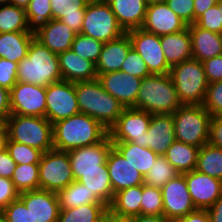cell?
<instances>
[{
	"mask_svg": "<svg viewBox=\"0 0 222 222\" xmlns=\"http://www.w3.org/2000/svg\"><path fill=\"white\" fill-rule=\"evenodd\" d=\"M52 134L54 149L67 152L99 143L109 130L91 116L78 113L52 124Z\"/></svg>",
	"mask_w": 222,
	"mask_h": 222,
	"instance_id": "6da1fadb",
	"label": "cell"
},
{
	"mask_svg": "<svg viewBox=\"0 0 222 222\" xmlns=\"http://www.w3.org/2000/svg\"><path fill=\"white\" fill-rule=\"evenodd\" d=\"M74 85L80 113L91 116L109 130L125 107L103 89L98 79L75 82Z\"/></svg>",
	"mask_w": 222,
	"mask_h": 222,
	"instance_id": "7a4b0ae2",
	"label": "cell"
},
{
	"mask_svg": "<svg viewBox=\"0 0 222 222\" xmlns=\"http://www.w3.org/2000/svg\"><path fill=\"white\" fill-rule=\"evenodd\" d=\"M62 80L58 54L53 53L35 37L28 55L18 63L17 82L47 87Z\"/></svg>",
	"mask_w": 222,
	"mask_h": 222,
	"instance_id": "3957f363",
	"label": "cell"
},
{
	"mask_svg": "<svg viewBox=\"0 0 222 222\" xmlns=\"http://www.w3.org/2000/svg\"><path fill=\"white\" fill-rule=\"evenodd\" d=\"M182 103L169 74H151L141 80L135 108L150 114H173Z\"/></svg>",
	"mask_w": 222,
	"mask_h": 222,
	"instance_id": "277c9868",
	"label": "cell"
},
{
	"mask_svg": "<svg viewBox=\"0 0 222 222\" xmlns=\"http://www.w3.org/2000/svg\"><path fill=\"white\" fill-rule=\"evenodd\" d=\"M6 123L9 140L37 148L43 153L54 149L52 123L46 117L10 114Z\"/></svg>",
	"mask_w": 222,
	"mask_h": 222,
	"instance_id": "5b68a950",
	"label": "cell"
},
{
	"mask_svg": "<svg viewBox=\"0 0 222 222\" xmlns=\"http://www.w3.org/2000/svg\"><path fill=\"white\" fill-rule=\"evenodd\" d=\"M169 75L182 105H202L208 82L201 61L191 58L175 64Z\"/></svg>",
	"mask_w": 222,
	"mask_h": 222,
	"instance_id": "8992f818",
	"label": "cell"
},
{
	"mask_svg": "<svg viewBox=\"0 0 222 222\" xmlns=\"http://www.w3.org/2000/svg\"><path fill=\"white\" fill-rule=\"evenodd\" d=\"M172 116L175 140L198 148L209 142L212 116L202 105H182Z\"/></svg>",
	"mask_w": 222,
	"mask_h": 222,
	"instance_id": "52a82bcc",
	"label": "cell"
},
{
	"mask_svg": "<svg viewBox=\"0 0 222 222\" xmlns=\"http://www.w3.org/2000/svg\"><path fill=\"white\" fill-rule=\"evenodd\" d=\"M124 33L106 0L87 3L81 34L106 43Z\"/></svg>",
	"mask_w": 222,
	"mask_h": 222,
	"instance_id": "ba28073f",
	"label": "cell"
},
{
	"mask_svg": "<svg viewBox=\"0 0 222 222\" xmlns=\"http://www.w3.org/2000/svg\"><path fill=\"white\" fill-rule=\"evenodd\" d=\"M73 181L68 152L52 149L42 154L39 163L40 189L57 193Z\"/></svg>",
	"mask_w": 222,
	"mask_h": 222,
	"instance_id": "9c48e42d",
	"label": "cell"
},
{
	"mask_svg": "<svg viewBox=\"0 0 222 222\" xmlns=\"http://www.w3.org/2000/svg\"><path fill=\"white\" fill-rule=\"evenodd\" d=\"M80 113L75 85L73 82L60 80L46 87V115L52 123Z\"/></svg>",
	"mask_w": 222,
	"mask_h": 222,
	"instance_id": "30bf717a",
	"label": "cell"
},
{
	"mask_svg": "<svg viewBox=\"0 0 222 222\" xmlns=\"http://www.w3.org/2000/svg\"><path fill=\"white\" fill-rule=\"evenodd\" d=\"M151 121V114L136 108H124L116 123L109 129L112 142H133L145 147V132Z\"/></svg>",
	"mask_w": 222,
	"mask_h": 222,
	"instance_id": "8fae6325",
	"label": "cell"
},
{
	"mask_svg": "<svg viewBox=\"0 0 222 222\" xmlns=\"http://www.w3.org/2000/svg\"><path fill=\"white\" fill-rule=\"evenodd\" d=\"M132 48L140 55L147 65L150 74H169L171 67L167 64L160 36L144 31L143 29H133L127 31Z\"/></svg>",
	"mask_w": 222,
	"mask_h": 222,
	"instance_id": "7c38bea8",
	"label": "cell"
},
{
	"mask_svg": "<svg viewBox=\"0 0 222 222\" xmlns=\"http://www.w3.org/2000/svg\"><path fill=\"white\" fill-rule=\"evenodd\" d=\"M11 114L45 117L46 87L17 82L10 90Z\"/></svg>",
	"mask_w": 222,
	"mask_h": 222,
	"instance_id": "4fadbf2b",
	"label": "cell"
},
{
	"mask_svg": "<svg viewBox=\"0 0 222 222\" xmlns=\"http://www.w3.org/2000/svg\"><path fill=\"white\" fill-rule=\"evenodd\" d=\"M161 191L163 215L172 222L197 210L191 199L183 174H179L176 178L169 180L161 188Z\"/></svg>",
	"mask_w": 222,
	"mask_h": 222,
	"instance_id": "5bb4252c",
	"label": "cell"
},
{
	"mask_svg": "<svg viewBox=\"0 0 222 222\" xmlns=\"http://www.w3.org/2000/svg\"><path fill=\"white\" fill-rule=\"evenodd\" d=\"M196 209L206 210L222 195V180L192 170L183 173Z\"/></svg>",
	"mask_w": 222,
	"mask_h": 222,
	"instance_id": "9a60e30c",
	"label": "cell"
},
{
	"mask_svg": "<svg viewBox=\"0 0 222 222\" xmlns=\"http://www.w3.org/2000/svg\"><path fill=\"white\" fill-rule=\"evenodd\" d=\"M103 89L117 99L125 108H135L142 78L123 71L99 74L97 78Z\"/></svg>",
	"mask_w": 222,
	"mask_h": 222,
	"instance_id": "2e32d148",
	"label": "cell"
},
{
	"mask_svg": "<svg viewBox=\"0 0 222 222\" xmlns=\"http://www.w3.org/2000/svg\"><path fill=\"white\" fill-rule=\"evenodd\" d=\"M187 26L166 3H153L147 5L141 29L157 36H163L182 31Z\"/></svg>",
	"mask_w": 222,
	"mask_h": 222,
	"instance_id": "e0dca14e",
	"label": "cell"
},
{
	"mask_svg": "<svg viewBox=\"0 0 222 222\" xmlns=\"http://www.w3.org/2000/svg\"><path fill=\"white\" fill-rule=\"evenodd\" d=\"M35 222H58L60 204L56 192L38 189L20 193Z\"/></svg>",
	"mask_w": 222,
	"mask_h": 222,
	"instance_id": "ac0fdd59",
	"label": "cell"
},
{
	"mask_svg": "<svg viewBox=\"0 0 222 222\" xmlns=\"http://www.w3.org/2000/svg\"><path fill=\"white\" fill-rule=\"evenodd\" d=\"M106 163L114 194L120 190L144 184V175L114 147L109 151Z\"/></svg>",
	"mask_w": 222,
	"mask_h": 222,
	"instance_id": "d6986e66",
	"label": "cell"
},
{
	"mask_svg": "<svg viewBox=\"0 0 222 222\" xmlns=\"http://www.w3.org/2000/svg\"><path fill=\"white\" fill-rule=\"evenodd\" d=\"M113 143L108 135L104 140L92 145L72 149L68 152L72 171L102 170Z\"/></svg>",
	"mask_w": 222,
	"mask_h": 222,
	"instance_id": "ffe728a7",
	"label": "cell"
},
{
	"mask_svg": "<svg viewBox=\"0 0 222 222\" xmlns=\"http://www.w3.org/2000/svg\"><path fill=\"white\" fill-rule=\"evenodd\" d=\"M174 141L172 114H151L148 131L145 132V147L150 148L159 156H164Z\"/></svg>",
	"mask_w": 222,
	"mask_h": 222,
	"instance_id": "44dd1931",
	"label": "cell"
},
{
	"mask_svg": "<svg viewBox=\"0 0 222 222\" xmlns=\"http://www.w3.org/2000/svg\"><path fill=\"white\" fill-rule=\"evenodd\" d=\"M132 42L128 33L103 44L99 59L96 63L97 75L121 70Z\"/></svg>",
	"mask_w": 222,
	"mask_h": 222,
	"instance_id": "7402d4cb",
	"label": "cell"
},
{
	"mask_svg": "<svg viewBox=\"0 0 222 222\" xmlns=\"http://www.w3.org/2000/svg\"><path fill=\"white\" fill-rule=\"evenodd\" d=\"M58 58L62 80L75 83L98 78L96 64L80 58L71 49L58 54Z\"/></svg>",
	"mask_w": 222,
	"mask_h": 222,
	"instance_id": "603a6c76",
	"label": "cell"
},
{
	"mask_svg": "<svg viewBox=\"0 0 222 222\" xmlns=\"http://www.w3.org/2000/svg\"><path fill=\"white\" fill-rule=\"evenodd\" d=\"M76 34L62 21L52 19L35 33V38L53 53L60 54L71 49Z\"/></svg>",
	"mask_w": 222,
	"mask_h": 222,
	"instance_id": "cb8c5ba5",
	"label": "cell"
},
{
	"mask_svg": "<svg viewBox=\"0 0 222 222\" xmlns=\"http://www.w3.org/2000/svg\"><path fill=\"white\" fill-rule=\"evenodd\" d=\"M187 27L191 37L193 59L203 62L222 55V34L204 30L195 23Z\"/></svg>",
	"mask_w": 222,
	"mask_h": 222,
	"instance_id": "d4e9b609",
	"label": "cell"
},
{
	"mask_svg": "<svg viewBox=\"0 0 222 222\" xmlns=\"http://www.w3.org/2000/svg\"><path fill=\"white\" fill-rule=\"evenodd\" d=\"M125 32L141 28L147 3L145 0H106Z\"/></svg>",
	"mask_w": 222,
	"mask_h": 222,
	"instance_id": "484cf974",
	"label": "cell"
},
{
	"mask_svg": "<svg viewBox=\"0 0 222 222\" xmlns=\"http://www.w3.org/2000/svg\"><path fill=\"white\" fill-rule=\"evenodd\" d=\"M74 180L87 187L107 206L111 204L114 193L108 173L107 163L102 164V170L72 171Z\"/></svg>",
	"mask_w": 222,
	"mask_h": 222,
	"instance_id": "4316f807",
	"label": "cell"
},
{
	"mask_svg": "<svg viewBox=\"0 0 222 222\" xmlns=\"http://www.w3.org/2000/svg\"><path fill=\"white\" fill-rule=\"evenodd\" d=\"M160 43L165 60L170 67L192 58L188 27L176 33L160 36Z\"/></svg>",
	"mask_w": 222,
	"mask_h": 222,
	"instance_id": "83f0119b",
	"label": "cell"
},
{
	"mask_svg": "<svg viewBox=\"0 0 222 222\" xmlns=\"http://www.w3.org/2000/svg\"><path fill=\"white\" fill-rule=\"evenodd\" d=\"M34 37L31 32L0 33V58L19 63L28 55Z\"/></svg>",
	"mask_w": 222,
	"mask_h": 222,
	"instance_id": "f1b7e54d",
	"label": "cell"
},
{
	"mask_svg": "<svg viewBox=\"0 0 222 222\" xmlns=\"http://www.w3.org/2000/svg\"><path fill=\"white\" fill-rule=\"evenodd\" d=\"M112 143L113 147L143 175L149 172L159 156L150 148L141 147L133 142Z\"/></svg>",
	"mask_w": 222,
	"mask_h": 222,
	"instance_id": "f546056e",
	"label": "cell"
},
{
	"mask_svg": "<svg viewBox=\"0 0 222 222\" xmlns=\"http://www.w3.org/2000/svg\"><path fill=\"white\" fill-rule=\"evenodd\" d=\"M199 149L175 140L164 156L180 174H183L195 170Z\"/></svg>",
	"mask_w": 222,
	"mask_h": 222,
	"instance_id": "4dcf8cb0",
	"label": "cell"
},
{
	"mask_svg": "<svg viewBox=\"0 0 222 222\" xmlns=\"http://www.w3.org/2000/svg\"><path fill=\"white\" fill-rule=\"evenodd\" d=\"M60 209L76 208L80 205L103 203L94 192H90L86 186L74 180L64 189L57 192Z\"/></svg>",
	"mask_w": 222,
	"mask_h": 222,
	"instance_id": "1f68e13d",
	"label": "cell"
},
{
	"mask_svg": "<svg viewBox=\"0 0 222 222\" xmlns=\"http://www.w3.org/2000/svg\"><path fill=\"white\" fill-rule=\"evenodd\" d=\"M141 197L142 184L116 192L108 207L118 214L139 216L141 214Z\"/></svg>",
	"mask_w": 222,
	"mask_h": 222,
	"instance_id": "d6a6232c",
	"label": "cell"
},
{
	"mask_svg": "<svg viewBox=\"0 0 222 222\" xmlns=\"http://www.w3.org/2000/svg\"><path fill=\"white\" fill-rule=\"evenodd\" d=\"M195 170L222 180V149L209 142L201 146Z\"/></svg>",
	"mask_w": 222,
	"mask_h": 222,
	"instance_id": "836d02e7",
	"label": "cell"
},
{
	"mask_svg": "<svg viewBox=\"0 0 222 222\" xmlns=\"http://www.w3.org/2000/svg\"><path fill=\"white\" fill-rule=\"evenodd\" d=\"M107 208L105 203H92L60 209L58 222H98Z\"/></svg>",
	"mask_w": 222,
	"mask_h": 222,
	"instance_id": "e575fe53",
	"label": "cell"
},
{
	"mask_svg": "<svg viewBox=\"0 0 222 222\" xmlns=\"http://www.w3.org/2000/svg\"><path fill=\"white\" fill-rule=\"evenodd\" d=\"M29 32L24 8L5 4L0 5V33Z\"/></svg>",
	"mask_w": 222,
	"mask_h": 222,
	"instance_id": "d590c367",
	"label": "cell"
},
{
	"mask_svg": "<svg viewBox=\"0 0 222 222\" xmlns=\"http://www.w3.org/2000/svg\"><path fill=\"white\" fill-rule=\"evenodd\" d=\"M25 12L29 32L35 34L52 20L51 0H30Z\"/></svg>",
	"mask_w": 222,
	"mask_h": 222,
	"instance_id": "8d00e7d4",
	"label": "cell"
},
{
	"mask_svg": "<svg viewBox=\"0 0 222 222\" xmlns=\"http://www.w3.org/2000/svg\"><path fill=\"white\" fill-rule=\"evenodd\" d=\"M11 180L20 193L40 189L39 164H17Z\"/></svg>",
	"mask_w": 222,
	"mask_h": 222,
	"instance_id": "74e56055",
	"label": "cell"
},
{
	"mask_svg": "<svg viewBox=\"0 0 222 222\" xmlns=\"http://www.w3.org/2000/svg\"><path fill=\"white\" fill-rule=\"evenodd\" d=\"M179 174L165 156L160 155L149 172L144 175V184L162 188L169 180L176 178Z\"/></svg>",
	"mask_w": 222,
	"mask_h": 222,
	"instance_id": "f35d334b",
	"label": "cell"
},
{
	"mask_svg": "<svg viewBox=\"0 0 222 222\" xmlns=\"http://www.w3.org/2000/svg\"><path fill=\"white\" fill-rule=\"evenodd\" d=\"M103 42L96 40L84 34H76L75 39L71 45V50L75 52L80 58L90 60L97 63Z\"/></svg>",
	"mask_w": 222,
	"mask_h": 222,
	"instance_id": "ab89813d",
	"label": "cell"
},
{
	"mask_svg": "<svg viewBox=\"0 0 222 222\" xmlns=\"http://www.w3.org/2000/svg\"><path fill=\"white\" fill-rule=\"evenodd\" d=\"M6 149L16 164H39L43 152L7 138Z\"/></svg>",
	"mask_w": 222,
	"mask_h": 222,
	"instance_id": "60d3db41",
	"label": "cell"
},
{
	"mask_svg": "<svg viewBox=\"0 0 222 222\" xmlns=\"http://www.w3.org/2000/svg\"><path fill=\"white\" fill-rule=\"evenodd\" d=\"M141 214L163 215L161 188L142 184Z\"/></svg>",
	"mask_w": 222,
	"mask_h": 222,
	"instance_id": "b9f144b4",
	"label": "cell"
},
{
	"mask_svg": "<svg viewBox=\"0 0 222 222\" xmlns=\"http://www.w3.org/2000/svg\"><path fill=\"white\" fill-rule=\"evenodd\" d=\"M202 106L211 116L222 115V80L208 84Z\"/></svg>",
	"mask_w": 222,
	"mask_h": 222,
	"instance_id": "7bdbcfd3",
	"label": "cell"
},
{
	"mask_svg": "<svg viewBox=\"0 0 222 222\" xmlns=\"http://www.w3.org/2000/svg\"><path fill=\"white\" fill-rule=\"evenodd\" d=\"M86 0H51L52 19L60 20L65 14L86 13Z\"/></svg>",
	"mask_w": 222,
	"mask_h": 222,
	"instance_id": "ee69618b",
	"label": "cell"
},
{
	"mask_svg": "<svg viewBox=\"0 0 222 222\" xmlns=\"http://www.w3.org/2000/svg\"><path fill=\"white\" fill-rule=\"evenodd\" d=\"M195 24L204 30L222 34V9H219L217 4L213 5L195 21Z\"/></svg>",
	"mask_w": 222,
	"mask_h": 222,
	"instance_id": "f6af8a7d",
	"label": "cell"
},
{
	"mask_svg": "<svg viewBox=\"0 0 222 222\" xmlns=\"http://www.w3.org/2000/svg\"><path fill=\"white\" fill-rule=\"evenodd\" d=\"M120 71L142 79L151 75L146 63L133 48L129 50Z\"/></svg>",
	"mask_w": 222,
	"mask_h": 222,
	"instance_id": "bcb514c9",
	"label": "cell"
},
{
	"mask_svg": "<svg viewBox=\"0 0 222 222\" xmlns=\"http://www.w3.org/2000/svg\"><path fill=\"white\" fill-rule=\"evenodd\" d=\"M1 213L8 222H35L30 210L20 198L11 202Z\"/></svg>",
	"mask_w": 222,
	"mask_h": 222,
	"instance_id": "7dc6e473",
	"label": "cell"
},
{
	"mask_svg": "<svg viewBox=\"0 0 222 222\" xmlns=\"http://www.w3.org/2000/svg\"><path fill=\"white\" fill-rule=\"evenodd\" d=\"M166 4L184 23L194 24V0H167Z\"/></svg>",
	"mask_w": 222,
	"mask_h": 222,
	"instance_id": "c3c4849f",
	"label": "cell"
},
{
	"mask_svg": "<svg viewBox=\"0 0 222 222\" xmlns=\"http://www.w3.org/2000/svg\"><path fill=\"white\" fill-rule=\"evenodd\" d=\"M18 63L0 58V86L11 90L17 83Z\"/></svg>",
	"mask_w": 222,
	"mask_h": 222,
	"instance_id": "681fc988",
	"label": "cell"
},
{
	"mask_svg": "<svg viewBox=\"0 0 222 222\" xmlns=\"http://www.w3.org/2000/svg\"><path fill=\"white\" fill-rule=\"evenodd\" d=\"M20 192L9 178L0 177V212L18 199Z\"/></svg>",
	"mask_w": 222,
	"mask_h": 222,
	"instance_id": "f907efd6",
	"label": "cell"
},
{
	"mask_svg": "<svg viewBox=\"0 0 222 222\" xmlns=\"http://www.w3.org/2000/svg\"><path fill=\"white\" fill-rule=\"evenodd\" d=\"M208 84L222 80V55L202 62Z\"/></svg>",
	"mask_w": 222,
	"mask_h": 222,
	"instance_id": "816d5d0a",
	"label": "cell"
},
{
	"mask_svg": "<svg viewBox=\"0 0 222 222\" xmlns=\"http://www.w3.org/2000/svg\"><path fill=\"white\" fill-rule=\"evenodd\" d=\"M209 143L222 149V115L211 117Z\"/></svg>",
	"mask_w": 222,
	"mask_h": 222,
	"instance_id": "f5cc1de1",
	"label": "cell"
},
{
	"mask_svg": "<svg viewBox=\"0 0 222 222\" xmlns=\"http://www.w3.org/2000/svg\"><path fill=\"white\" fill-rule=\"evenodd\" d=\"M16 166V162L6 148L0 151V177L11 179Z\"/></svg>",
	"mask_w": 222,
	"mask_h": 222,
	"instance_id": "db71d44e",
	"label": "cell"
},
{
	"mask_svg": "<svg viewBox=\"0 0 222 222\" xmlns=\"http://www.w3.org/2000/svg\"><path fill=\"white\" fill-rule=\"evenodd\" d=\"M84 17L85 13H71L65 14V16L61 18L60 21L70 27L75 33L79 34L82 30Z\"/></svg>",
	"mask_w": 222,
	"mask_h": 222,
	"instance_id": "11a10c76",
	"label": "cell"
},
{
	"mask_svg": "<svg viewBox=\"0 0 222 222\" xmlns=\"http://www.w3.org/2000/svg\"><path fill=\"white\" fill-rule=\"evenodd\" d=\"M10 114V90L0 86V119L6 120Z\"/></svg>",
	"mask_w": 222,
	"mask_h": 222,
	"instance_id": "9f6ffc18",
	"label": "cell"
},
{
	"mask_svg": "<svg viewBox=\"0 0 222 222\" xmlns=\"http://www.w3.org/2000/svg\"><path fill=\"white\" fill-rule=\"evenodd\" d=\"M175 222H210L207 210L197 209L184 217L177 219Z\"/></svg>",
	"mask_w": 222,
	"mask_h": 222,
	"instance_id": "6f0895ef",
	"label": "cell"
},
{
	"mask_svg": "<svg viewBox=\"0 0 222 222\" xmlns=\"http://www.w3.org/2000/svg\"><path fill=\"white\" fill-rule=\"evenodd\" d=\"M217 3L218 0H194V23L204 12Z\"/></svg>",
	"mask_w": 222,
	"mask_h": 222,
	"instance_id": "680465c9",
	"label": "cell"
},
{
	"mask_svg": "<svg viewBox=\"0 0 222 222\" xmlns=\"http://www.w3.org/2000/svg\"><path fill=\"white\" fill-rule=\"evenodd\" d=\"M206 210L210 222H222V195Z\"/></svg>",
	"mask_w": 222,
	"mask_h": 222,
	"instance_id": "91938a15",
	"label": "cell"
},
{
	"mask_svg": "<svg viewBox=\"0 0 222 222\" xmlns=\"http://www.w3.org/2000/svg\"><path fill=\"white\" fill-rule=\"evenodd\" d=\"M107 222H138V216L118 214L108 207Z\"/></svg>",
	"mask_w": 222,
	"mask_h": 222,
	"instance_id": "94428289",
	"label": "cell"
},
{
	"mask_svg": "<svg viewBox=\"0 0 222 222\" xmlns=\"http://www.w3.org/2000/svg\"><path fill=\"white\" fill-rule=\"evenodd\" d=\"M138 222H172L167 219L164 215H144L138 216Z\"/></svg>",
	"mask_w": 222,
	"mask_h": 222,
	"instance_id": "6125c7cd",
	"label": "cell"
},
{
	"mask_svg": "<svg viewBox=\"0 0 222 222\" xmlns=\"http://www.w3.org/2000/svg\"><path fill=\"white\" fill-rule=\"evenodd\" d=\"M7 138L8 134L6 120L0 119V151L6 148Z\"/></svg>",
	"mask_w": 222,
	"mask_h": 222,
	"instance_id": "be15d7a7",
	"label": "cell"
},
{
	"mask_svg": "<svg viewBox=\"0 0 222 222\" xmlns=\"http://www.w3.org/2000/svg\"><path fill=\"white\" fill-rule=\"evenodd\" d=\"M30 0H10V4L26 9Z\"/></svg>",
	"mask_w": 222,
	"mask_h": 222,
	"instance_id": "e7e4bbea",
	"label": "cell"
},
{
	"mask_svg": "<svg viewBox=\"0 0 222 222\" xmlns=\"http://www.w3.org/2000/svg\"><path fill=\"white\" fill-rule=\"evenodd\" d=\"M147 5L153 4V3H166L167 0H145Z\"/></svg>",
	"mask_w": 222,
	"mask_h": 222,
	"instance_id": "03108f58",
	"label": "cell"
},
{
	"mask_svg": "<svg viewBox=\"0 0 222 222\" xmlns=\"http://www.w3.org/2000/svg\"><path fill=\"white\" fill-rule=\"evenodd\" d=\"M98 222H107V209L104 211L102 218Z\"/></svg>",
	"mask_w": 222,
	"mask_h": 222,
	"instance_id": "003e7915",
	"label": "cell"
},
{
	"mask_svg": "<svg viewBox=\"0 0 222 222\" xmlns=\"http://www.w3.org/2000/svg\"><path fill=\"white\" fill-rule=\"evenodd\" d=\"M0 222H8L1 212H0Z\"/></svg>",
	"mask_w": 222,
	"mask_h": 222,
	"instance_id": "a7ac6f4b",
	"label": "cell"
},
{
	"mask_svg": "<svg viewBox=\"0 0 222 222\" xmlns=\"http://www.w3.org/2000/svg\"><path fill=\"white\" fill-rule=\"evenodd\" d=\"M10 0H0V5L9 4Z\"/></svg>",
	"mask_w": 222,
	"mask_h": 222,
	"instance_id": "89a4df30",
	"label": "cell"
},
{
	"mask_svg": "<svg viewBox=\"0 0 222 222\" xmlns=\"http://www.w3.org/2000/svg\"><path fill=\"white\" fill-rule=\"evenodd\" d=\"M219 9H222V0H218V3H217Z\"/></svg>",
	"mask_w": 222,
	"mask_h": 222,
	"instance_id": "2644e50d",
	"label": "cell"
},
{
	"mask_svg": "<svg viewBox=\"0 0 222 222\" xmlns=\"http://www.w3.org/2000/svg\"><path fill=\"white\" fill-rule=\"evenodd\" d=\"M87 2L99 1V0H86Z\"/></svg>",
	"mask_w": 222,
	"mask_h": 222,
	"instance_id": "8c879c8a",
	"label": "cell"
}]
</instances>
